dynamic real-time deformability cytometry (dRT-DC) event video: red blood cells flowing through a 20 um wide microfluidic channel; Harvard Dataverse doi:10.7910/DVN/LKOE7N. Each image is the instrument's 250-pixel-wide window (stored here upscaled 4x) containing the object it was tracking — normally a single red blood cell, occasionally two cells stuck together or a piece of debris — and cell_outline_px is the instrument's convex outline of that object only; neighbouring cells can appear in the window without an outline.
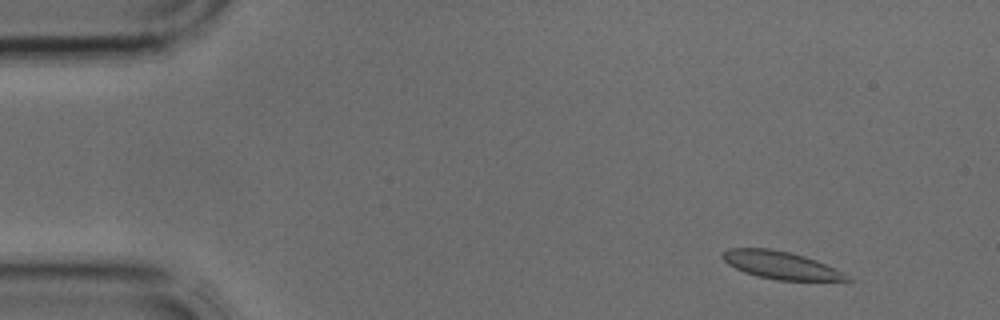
{"species": "common noctule bat (a hibernating species)", "species_latin": "Nyctalus noctula", "temperature_condition": "cold", "stored_images_in_passage": 4, "camera_frame_rate_fps": 3000, "um_per_image_px": 0.085, "animal": {"sex": "male", "body_mass_g": 17.9, "forearm_length_mm": 54.2}, "frame": {"image": 1, "passage_image": 1, "time_ms": 0.0, "image_size_px": [1000, 320], "cell_outline_px": [[852, 280], [776, 280], [756, 276], [744, 272], [728, 264], [720, 256], [720, 252], [728, 248], [768, 248], [788, 252], [804, 256], [816, 260], [848, 276]], "centroid_in_image_um": [66.25, 22.52], "position_along_channel_um": 18.7, "area_um2": 19.71}}
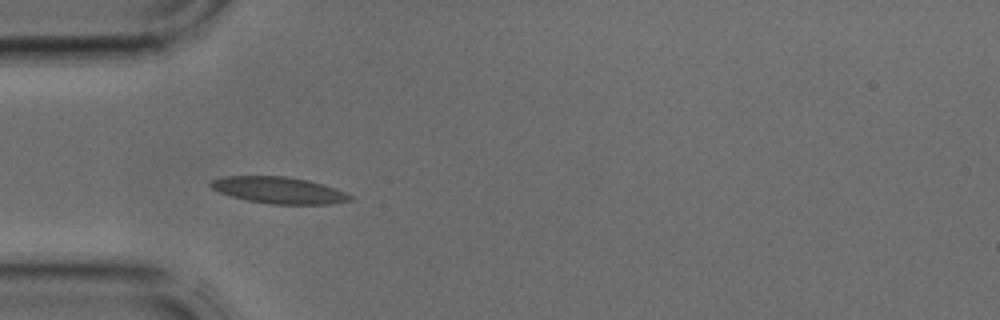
{"frame": {"image": 2, "passage_image": 3, "time_ms": 0.667, "image_size_px": [1000, 320], "cell_outline_px": [[352, 200], [332, 204], [272, 204], [248, 200], [232, 196], [220, 192], [212, 188], [208, 184], [212, 180], [224, 176], [288, 176], [308, 180], [324, 184], [336, 188], [352, 196]], "centroid_in_image_um": [23.73, 16.16], "position_along_channel_um": 61.3, "area_um2": 21.56}}